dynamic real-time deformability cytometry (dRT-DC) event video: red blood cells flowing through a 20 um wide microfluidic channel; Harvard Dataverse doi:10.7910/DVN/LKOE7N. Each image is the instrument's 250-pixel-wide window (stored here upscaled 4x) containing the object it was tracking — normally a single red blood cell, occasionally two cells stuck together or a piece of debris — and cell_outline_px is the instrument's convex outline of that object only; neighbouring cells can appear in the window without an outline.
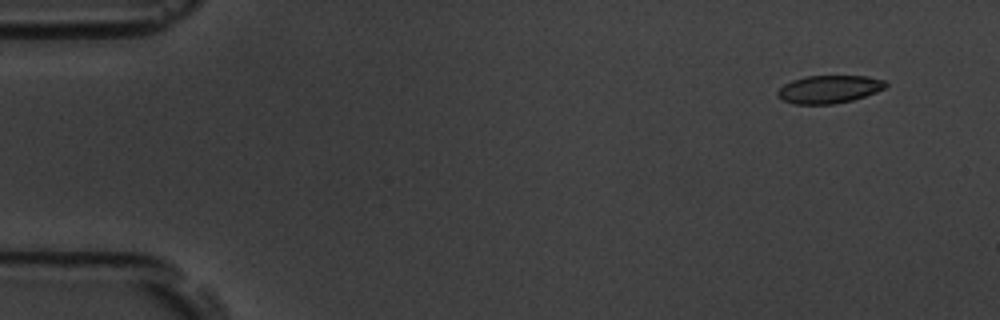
{"species": "common noctule bat (a hibernating species)", "species_latin": "Nyctalus noctula", "temperature_condition": "room temperature", "stored_images_in_passage": 7, "camera_frame_rate_fps": 3000, "um_per_image_px": 0.085, "animal": {"sex": "male", "body_mass_g": 19.5, "forearm_length_mm": 54.6}, "frame": {"image": 1, "passage_image": 2, "time_ms": 0.333, "image_size_px": [1000, 320], "cell_outline_px": [[888, 84], [884, 88], [876, 92], [852, 100], [832, 104], [796, 104], [784, 100], [776, 96], [776, 92], [784, 84], [792, 80], [804, 76], [868, 76], [884, 80]], "centroid_in_image_um": [70.46, 7.58], "position_along_channel_um": 14.5, "area_um2": 17.51}}
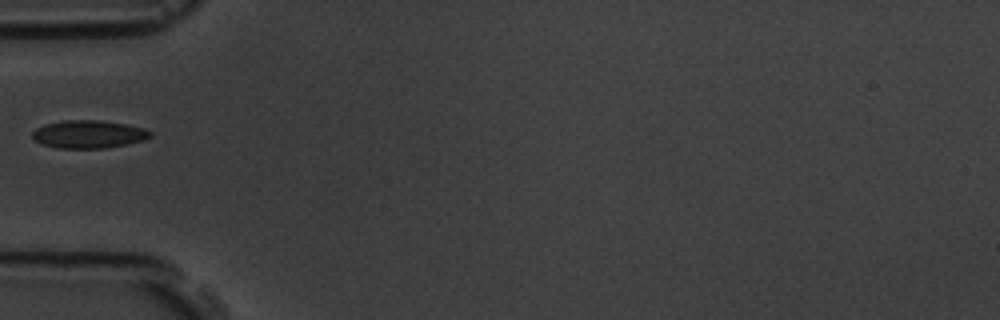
{"frame": {"image": 2, "passage_image": 6, "time_ms": 1.667, "image_size_px": [1000, 320], "cell_outline_px": [[152, 136], [144, 140], [128, 144], [104, 148], [56, 148], [40, 144], [32, 140], [32, 132], [36, 128], [44, 124], [64, 120], [100, 120], [124, 124], [144, 128], [152, 132]], "centroid_in_image_um": [7.49, 11.41], "position_along_channel_um": 77.5, "area_um2": 19.36}}
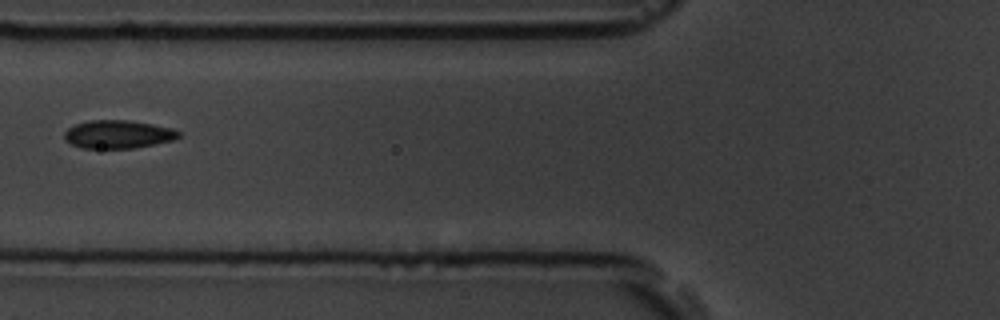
{"frame": {"image": 3, "passage_image": 7, "time_ms": 2.0, "image_size_px": [1000, 320], "cell_outline_px": [[180, 136], [172, 140], [136, 148], [80, 148], [64, 140], [64, 132], [68, 128], [76, 124], [88, 120], [128, 120], [152, 124], [172, 128], [180, 132]], "centroid_in_image_um": [10.01, 11.41], "position_along_channel_um": 115.8, "area_um2": 18.79}}